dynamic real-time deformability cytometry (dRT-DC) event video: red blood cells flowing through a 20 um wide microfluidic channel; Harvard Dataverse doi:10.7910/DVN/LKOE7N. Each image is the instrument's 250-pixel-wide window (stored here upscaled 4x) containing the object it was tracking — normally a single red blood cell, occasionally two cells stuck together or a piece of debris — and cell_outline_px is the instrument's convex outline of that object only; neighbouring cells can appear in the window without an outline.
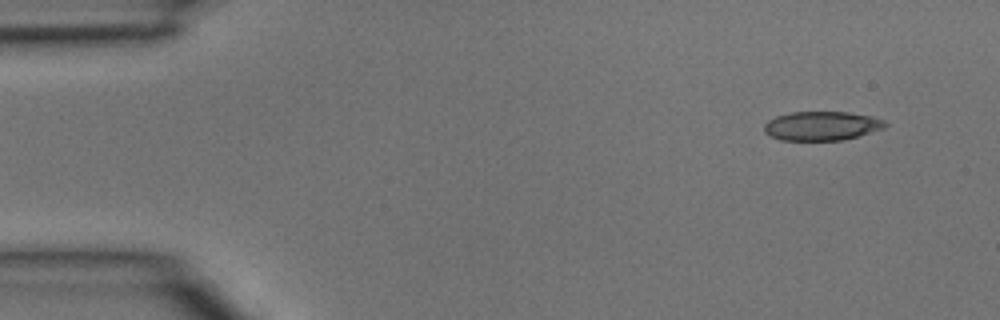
{"species": "common noctule bat (a hibernating species)", "species_latin": "Nyctalus noctula", "temperature_condition": "room temperature", "stored_images_in_passage": 4, "camera_frame_rate_fps": 3000, "um_per_image_px": 0.085, "animal": {"sex": "male", "body_mass_g": 15.6}, "frame": {"image": 1, "passage_image": 1, "time_ms": 0.0, "image_size_px": [1000, 320], "cell_outline_px": [[888, 124], [884, 128], [844, 140], [780, 140], [764, 132], [764, 124], [768, 120], [776, 116], [792, 112], [848, 112], [868, 116], [884, 120]], "centroid_in_image_um": [69.83, 10.7], "position_along_channel_um": 15.2, "area_um2": 20.35}}